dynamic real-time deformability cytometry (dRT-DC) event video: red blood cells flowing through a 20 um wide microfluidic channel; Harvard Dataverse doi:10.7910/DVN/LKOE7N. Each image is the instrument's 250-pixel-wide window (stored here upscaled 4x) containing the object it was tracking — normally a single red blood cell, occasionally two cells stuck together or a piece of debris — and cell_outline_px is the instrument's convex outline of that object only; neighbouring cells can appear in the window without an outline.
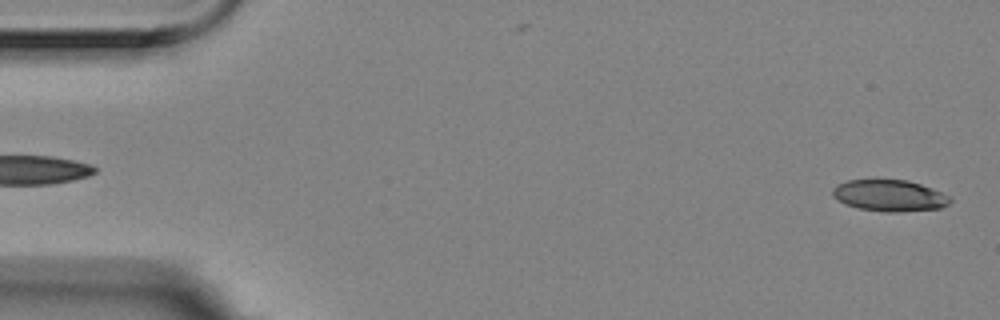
{"species": "Egyptian fruit bat (a non-hibernating species)", "species_latin": "Rousettus aegyptiacus", "temperature_condition": "room temperature", "stored_images_in_passage": 5, "segment_of_instrument_passage": [2, 2], "camera_frame_rate_fps": 3000, "um_per_image_px": 0.085, "animal": {"sex": "female"}, "frame": {"image": 1, "passage_image": 5, "time_ms": 1.333, "image_size_px": [1000, 320], "cell_outline_px": [[952, 200], [948, 204], [940, 208], [896, 212], [888, 212], [860, 208], [844, 204], [832, 196], [832, 188], [836, 184], [848, 180], [876, 176], [908, 180], [932, 188], [948, 196]], "centroid_in_image_um": [75.53, 16.56], "position_along_channel_um": 9.5, "area_um2": 22.25}}